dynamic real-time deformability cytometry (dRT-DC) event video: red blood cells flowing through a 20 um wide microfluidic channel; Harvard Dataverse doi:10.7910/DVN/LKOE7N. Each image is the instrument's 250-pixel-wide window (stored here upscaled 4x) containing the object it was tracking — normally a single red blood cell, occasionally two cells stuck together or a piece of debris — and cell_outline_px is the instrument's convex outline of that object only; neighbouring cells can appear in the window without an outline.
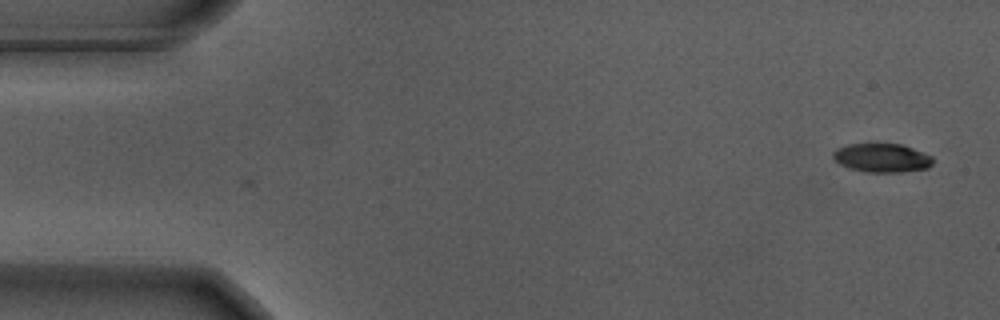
{"species": "Egyptian fruit bat (a non-hibernating species)", "species_latin": "Rousettus aegyptiacus", "temperature_condition": "warm", "stored_images_in_passage": 4, "camera_frame_rate_fps": 3000, "um_per_image_px": 0.085, "animal": {"sex": "male"}, "frame": {"image": 1, "passage_image": 4, "time_ms": 1.0, "image_size_px": [1000, 320], "cell_outline_px": [[936, 160], [928, 168], [900, 172], [868, 172], [848, 168], [840, 164], [832, 156], [832, 152], [848, 144], [900, 144], [924, 152], [932, 156]], "centroid_in_image_um": [75.0, 13.42], "position_along_channel_um": 10.0, "area_um2": 16.7}}